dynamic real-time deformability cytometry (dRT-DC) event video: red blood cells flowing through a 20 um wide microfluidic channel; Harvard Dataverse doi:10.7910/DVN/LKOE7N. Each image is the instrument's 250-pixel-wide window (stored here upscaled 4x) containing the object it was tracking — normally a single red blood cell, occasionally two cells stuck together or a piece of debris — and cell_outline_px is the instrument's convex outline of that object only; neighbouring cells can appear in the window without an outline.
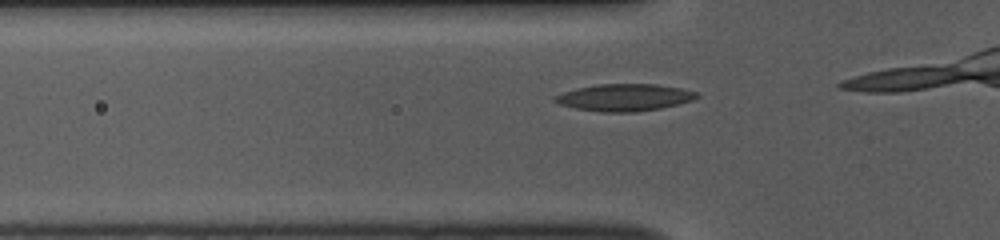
{"species": "common noctule bat (a hibernating species)", "species_latin": "Nyctalus noctula", "temperature_condition": "room temperature", "stored_images_in_passage": 6, "camera_frame_rate_fps": 3000, "um_per_image_px": 0.085, "animal": {"sex": "female", "body_mass_g": 10.0, "forearm_length_mm": 53.1}, "frame": {"image": 1, "passage_image": 3, "time_ms": 0.667, "image_size_px": [1000, 240], "cell_outline_px": [[700, 96], [692, 100], [680, 104], [660, 108], [636, 112], [600, 112], [576, 108], [560, 104], [552, 100], [552, 96], [576, 88], [600, 84], [656, 84], [680, 88], [696, 92]], "centroid_in_image_um": [53.06, 8.28], "position_along_channel_um": 72.7, "area_um2": 22.37}}